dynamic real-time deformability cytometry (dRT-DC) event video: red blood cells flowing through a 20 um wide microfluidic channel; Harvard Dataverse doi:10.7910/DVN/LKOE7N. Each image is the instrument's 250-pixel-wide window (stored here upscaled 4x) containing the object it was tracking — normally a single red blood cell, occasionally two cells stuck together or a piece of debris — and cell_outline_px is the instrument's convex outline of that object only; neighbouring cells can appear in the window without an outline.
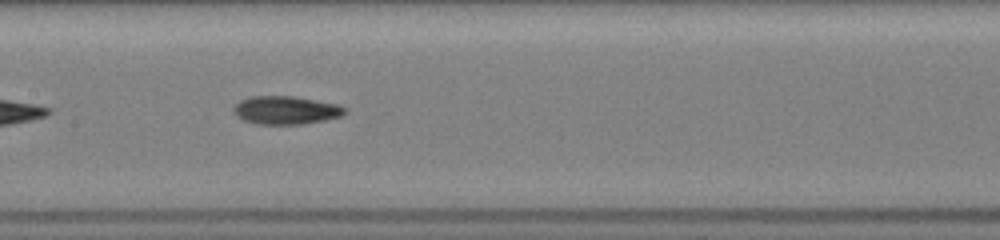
{"species": "common noctule bat (a hibernating species)", "species_latin": "Nyctalus noctula", "temperature_condition": "room temperature", "stored_images_in_passage": 19, "camera_frame_rate_fps": 3000, "um_per_image_px": 0.085, "animal": {"sex": "female", "body_mass_g": 19.5, "forearm_length_mm": 54.1}, "frame": {"image": 1, "passage_image": 11, "time_ms": 3.333, "image_size_px": [1000, 240], "cell_outline_px": [[348, 112], [340, 116], [324, 120], [304, 124], [256, 124], [244, 120], [236, 116], [232, 112], [232, 108], [240, 100], [252, 96], [292, 96], [340, 104]], "centroid_in_image_um": [24.28, 9.36], "position_along_channel_um": 183.1, "area_um2": 18.38}}
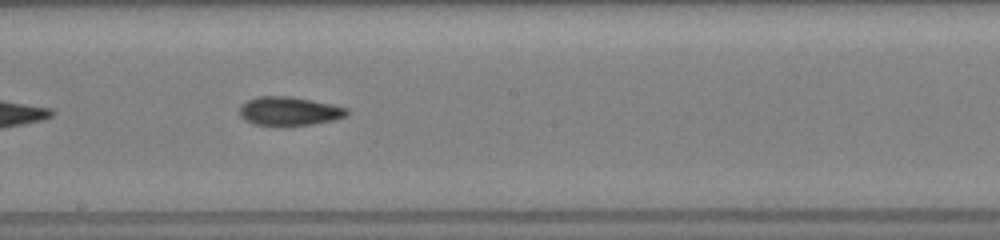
{"frame": {"image": 2, "passage_image": 14, "time_ms": 4.333, "image_size_px": [1000, 240], "cell_outline_px": [[348, 112], [344, 116], [332, 120], [312, 124], [280, 128], [252, 124], [244, 120], [240, 116], [240, 104], [248, 100], [260, 96], [288, 96], [312, 100], [348, 108]], "centroid_in_image_um": [24.51, 9.48], "position_along_channel_um": 223.7, "area_um2": 18.38}}